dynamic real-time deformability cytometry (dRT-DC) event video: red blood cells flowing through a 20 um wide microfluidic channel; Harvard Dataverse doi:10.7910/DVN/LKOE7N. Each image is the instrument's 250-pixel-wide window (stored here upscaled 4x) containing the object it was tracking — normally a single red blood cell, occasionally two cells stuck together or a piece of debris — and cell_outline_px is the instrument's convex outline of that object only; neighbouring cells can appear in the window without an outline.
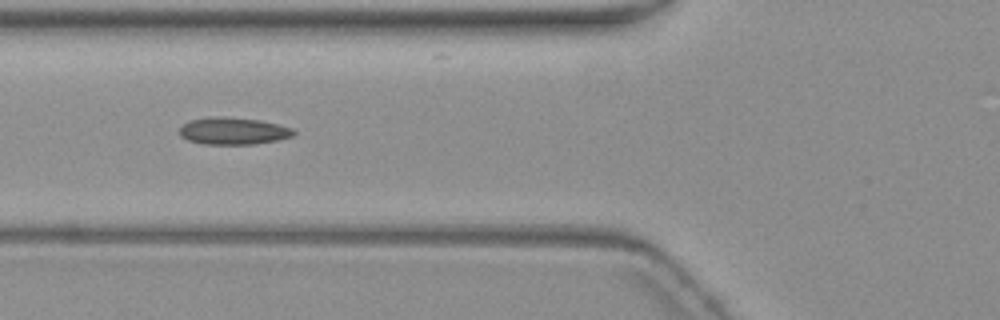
{"species": "common noctule bat (a hibernating species)", "species_latin": "Nyctalus noctula", "temperature_condition": "warm", "stored_images_in_passage": 10, "camera_frame_rate_fps": 3000, "um_per_image_px": 0.085, "animal": {"sex": "female", "body_mass_g": 19.3, "forearm_length_mm": 54.1}, "frame": {"image": 1, "passage_image": 6, "time_ms": 7.0, "image_size_px": [1000, 320], "cell_outline_px": [[296, 132], [292, 136], [276, 140], [256, 144], [200, 144], [188, 140], [180, 136], [180, 128], [188, 120], [212, 116], [220, 116], [260, 120], [292, 128]], "centroid_in_image_um": [19.79, 11.13], "position_along_channel_um": 106.0, "area_um2": 18.03}}
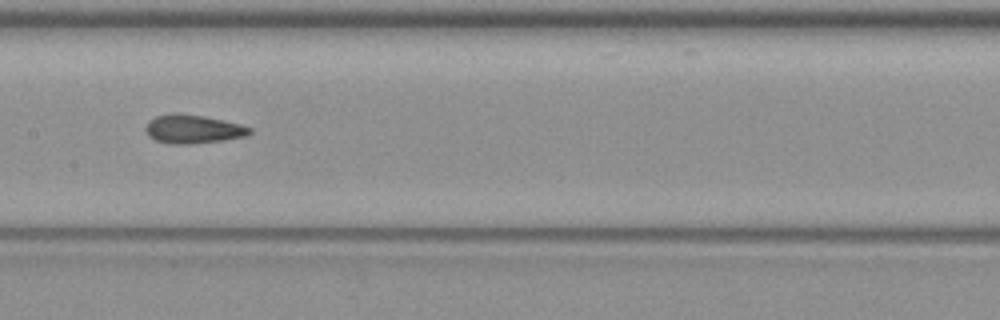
{"frame": {"image": 2, "passage_image": 8, "time_ms": 9.333, "image_size_px": [1000, 320], "cell_outline_px": [[252, 132], [248, 136], [224, 140], [188, 144], [168, 144], [156, 140], [148, 136], [144, 128], [148, 120], [156, 116], [204, 116], [240, 124], [252, 128]], "centroid_in_image_um": [16.44, 11.02], "position_along_channel_um": 191.0, "area_um2": 16.88}}
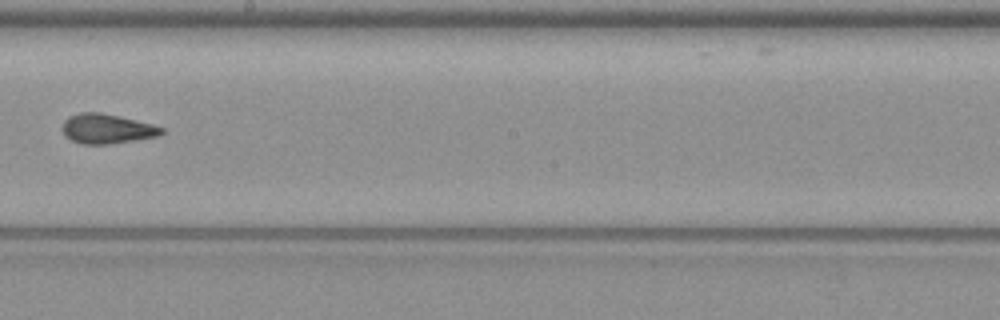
{"frame": {"image": 3, "passage_image": 9, "time_ms": 10.667, "image_size_px": [1000, 320], "cell_outline_px": [[164, 132], [160, 136], [108, 144], [80, 144], [64, 136], [60, 128], [64, 120], [68, 116], [80, 112], [100, 112], [152, 124], [164, 128]], "centroid_in_image_um": [9.04, 10.95], "position_along_channel_um": 239.2, "area_um2": 17.28}}